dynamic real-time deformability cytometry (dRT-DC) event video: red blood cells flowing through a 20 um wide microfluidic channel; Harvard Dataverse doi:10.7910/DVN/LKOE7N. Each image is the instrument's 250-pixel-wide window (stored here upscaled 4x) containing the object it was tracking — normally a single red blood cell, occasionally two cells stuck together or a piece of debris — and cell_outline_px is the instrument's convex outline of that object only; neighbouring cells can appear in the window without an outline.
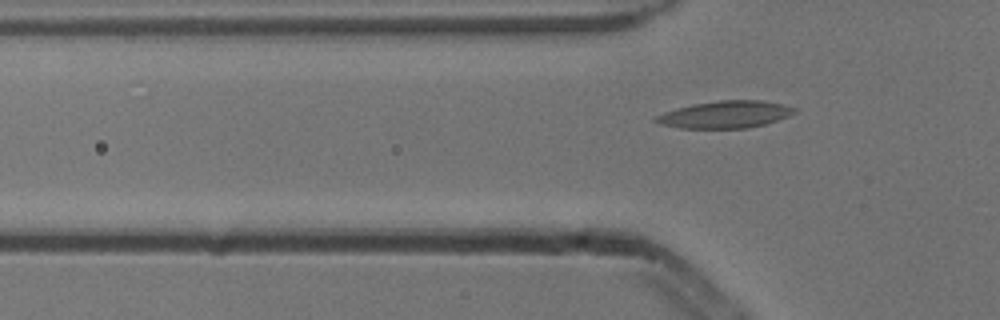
{"species": "common noctule bat (a hibernating species)", "species_latin": "Nyctalus noctula", "temperature_condition": "cold", "stored_images_in_passage": 6, "segment_of_instrument_passage": [2, 2], "camera_frame_rate_fps": 3000, "um_per_image_px": 0.085, "animal": {"sex": "male", "body_mass_g": 13.3}, "frame": {"image": 1, "passage_image": 6, "time_ms": 1.667, "image_size_px": [1000, 320], "cell_outline_px": [[796, 112], [788, 116], [764, 124], [748, 128], [680, 128], [660, 124], [652, 120], [656, 116], [664, 112], [676, 108], [692, 104], [720, 100], [764, 100], [784, 104], [796, 108]], "centroid_in_image_um": [61.64, 9.72], "position_along_channel_um": 64.2, "area_um2": 21.96}}